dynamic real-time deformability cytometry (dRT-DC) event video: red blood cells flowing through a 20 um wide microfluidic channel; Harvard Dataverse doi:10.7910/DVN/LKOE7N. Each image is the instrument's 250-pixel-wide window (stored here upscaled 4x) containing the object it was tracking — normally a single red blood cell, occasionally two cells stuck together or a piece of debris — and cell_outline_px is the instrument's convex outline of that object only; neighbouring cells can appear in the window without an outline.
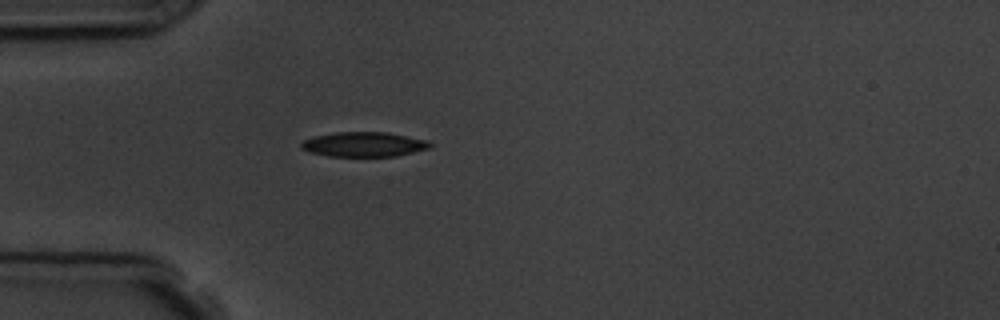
{"species": "common noctule bat (a hibernating species)", "species_latin": "Nyctalus noctula", "temperature_condition": "room temperature", "stored_images_in_passage": 5, "camera_frame_rate_fps": 3000, "um_per_image_px": 0.085, "animal": {"sex": "male", "body_mass_g": 19.5, "forearm_length_mm": 54.6}, "frame": {"image": 1, "passage_image": 5, "time_ms": 4.667, "image_size_px": [1000, 320], "cell_outline_px": [[432, 148], [396, 156], [328, 156], [308, 152], [300, 148], [300, 144], [304, 140], [312, 136], [336, 132], [388, 132], [428, 140], [432, 144]], "centroid_in_image_um": [30.93, 12.27], "position_along_channel_um": 54.1, "area_um2": 18.79}}